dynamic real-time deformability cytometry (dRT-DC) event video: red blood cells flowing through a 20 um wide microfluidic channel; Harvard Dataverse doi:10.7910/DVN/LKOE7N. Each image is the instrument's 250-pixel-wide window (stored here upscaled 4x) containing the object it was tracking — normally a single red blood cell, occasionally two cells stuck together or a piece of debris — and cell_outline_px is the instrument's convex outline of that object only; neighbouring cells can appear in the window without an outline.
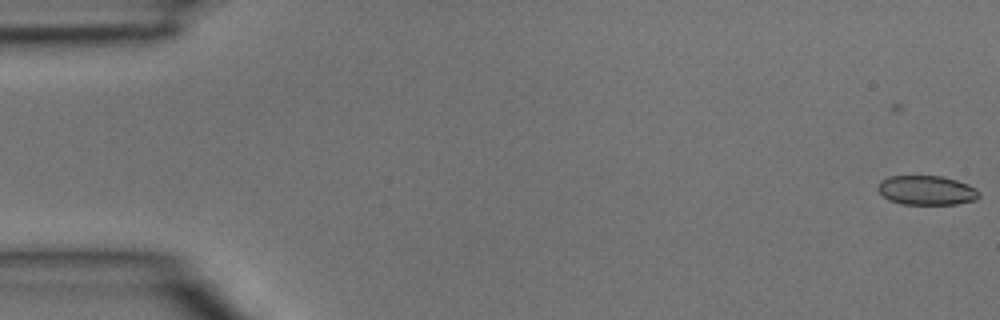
{"species": "common noctule bat (a hibernating species)", "species_latin": "Nyctalus noctula", "temperature_condition": "room temperature", "stored_images_in_passage": 5, "segment_of_instrument_passage": [1, 2], "camera_frame_rate_fps": 3000, "um_per_image_px": 0.085, "animal": {"sex": "male", "body_mass_g": 15.6}, "frame": {"image": 1, "passage_image": 1, "time_ms": 0.0, "image_size_px": [1000, 320], "cell_outline_px": [[980, 196], [976, 200], [956, 204], [900, 204], [888, 200], [876, 188], [880, 180], [888, 176], [940, 176], [956, 180], [968, 184], [976, 188], [980, 192]], "centroid_in_image_um": [78.75, 16.18], "position_along_channel_um": 6.2, "area_um2": 17.46}}